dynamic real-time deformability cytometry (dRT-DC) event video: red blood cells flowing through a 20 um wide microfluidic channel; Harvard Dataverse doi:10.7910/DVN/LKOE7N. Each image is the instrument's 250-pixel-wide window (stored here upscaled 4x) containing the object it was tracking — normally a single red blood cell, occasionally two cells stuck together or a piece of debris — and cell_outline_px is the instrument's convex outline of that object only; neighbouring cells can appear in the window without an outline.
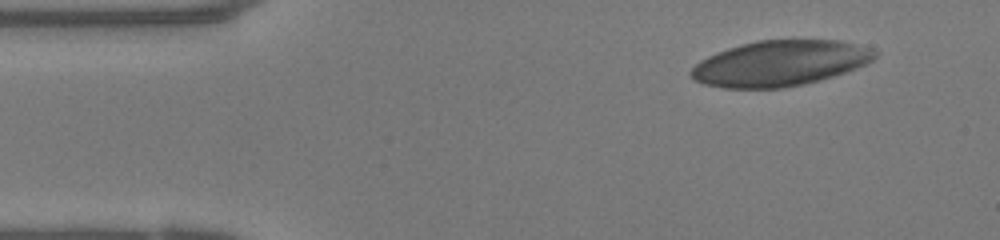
{"species": "human", "species_latin": "Homo sapiens", "temperature_condition": "warm", "stored_images_in_passage": 46, "camera_frame_rate_fps": 3000, "um_per_image_px": 0.085, "donor": {"sex": "female"}, "frame": {"image": 1, "passage_image": 1, "time_ms": 0.0, "image_size_px": [1000, 240], "cell_outline_px": [[876, 56], [872, 60], [856, 68], [820, 80], [804, 84], [780, 88], [724, 88], [704, 84], [696, 80], [688, 72], [700, 60], [708, 56], [728, 48], [760, 40], [840, 40], [872, 48], [876, 52]], "centroid_in_image_um": [66.29, 5.38], "position_along_channel_um": 18.7, "area_um2": 48.38}}
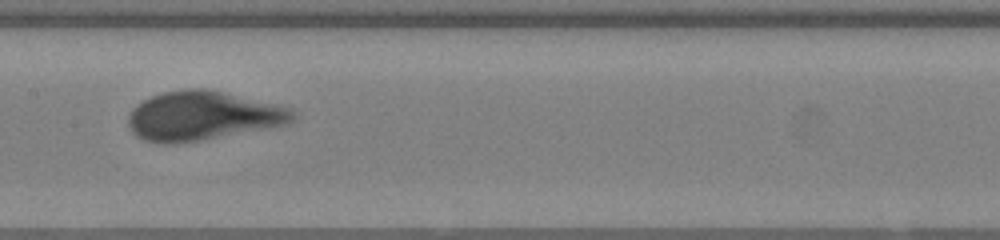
{"frame": {"image": 2, "passage_image": 20, "time_ms": 6.333, "image_size_px": [1000, 240], "cell_outline_px": [[300, 116], [296, 120], [288, 124], [200, 140], [172, 144], [160, 144], [144, 140], [136, 136], [132, 132], [128, 124], [128, 116], [132, 108], [136, 104], [152, 96], [164, 92], [188, 88], [204, 88], [292, 108]], "centroid_in_image_um": [17.22, 9.85], "position_along_channel_um": 190.2, "area_um2": 46.99}}
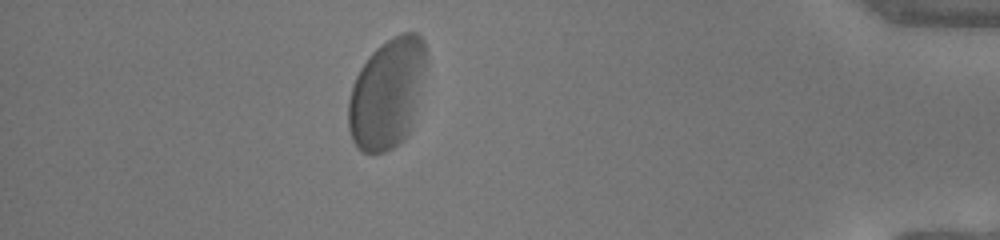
{"frame": {"image": 3, "passage_image": 40, "time_ms": 13.0, "image_size_px": [1000, 240], "cell_outline_px": [[424, 64], [420, 92], [408, 132], [404, 140], [400, 144], [384, 152], [364, 152], [356, 148], [352, 140], [348, 128], [348, 100], [352, 84], [360, 68], [368, 56], [380, 44], [392, 36], [400, 32], [416, 32], [424, 40]], "centroid_in_image_um": [32.85, 7.94], "position_along_channel_um": 402.4, "area_um2": 49.59}, "authors_computed_cell_mechanics": {"area_um2": 48.1185, "velocity_mm_per_s": 3.9603, "shape_relaxation_time_tau1_ms": 2.4428, "shape_relaxation_time_tau2_ms": null, "deformation_change_tau1": 0.1514, "deformation_change_tau2": null}}